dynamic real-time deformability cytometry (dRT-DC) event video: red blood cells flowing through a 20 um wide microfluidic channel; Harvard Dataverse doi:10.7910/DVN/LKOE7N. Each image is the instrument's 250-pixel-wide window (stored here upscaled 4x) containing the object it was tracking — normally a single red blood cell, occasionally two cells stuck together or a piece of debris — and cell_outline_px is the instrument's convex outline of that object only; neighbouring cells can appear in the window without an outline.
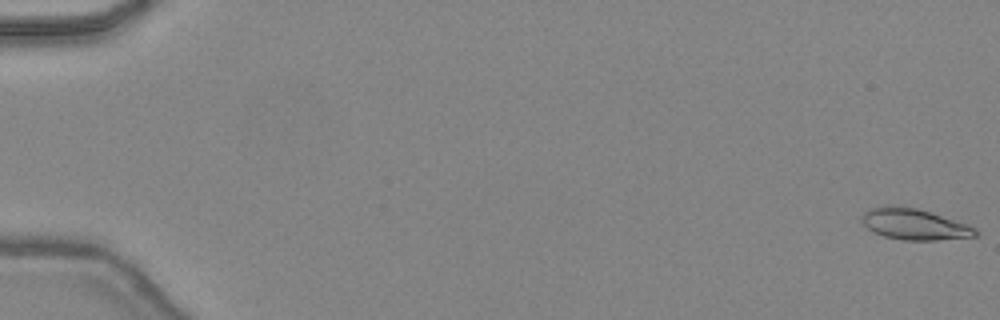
{"species": "common noctule bat (a hibernating species)", "species_latin": "Nyctalus noctula", "temperature_condition": "warm", "stored_images_in_passage": 9, "camera_frame_rate_fps": 3000, "um_per_image_px": 0.085, "animal": {"sex": "female", "body_mass_g": 24.6, "forearm_length_mm": 56.2}, "frame": {"image": 1, "passage_image": 1, "time_ms": 0.0, "image_size_px": [1000, 320], "cell_outline_px": [[980, 232], [976, 236], [936, 240], [904, 240], [884, 236], [868, 228], [860, 220], [860, 216], [864, 212], [880, 204], [888, 204], [916, 208], [968, 224], [976, 228]], "centroid_in_image_um": [77.7, 19.04], "position_along_channel_um": 7.3, "area_um2": 20.63}}